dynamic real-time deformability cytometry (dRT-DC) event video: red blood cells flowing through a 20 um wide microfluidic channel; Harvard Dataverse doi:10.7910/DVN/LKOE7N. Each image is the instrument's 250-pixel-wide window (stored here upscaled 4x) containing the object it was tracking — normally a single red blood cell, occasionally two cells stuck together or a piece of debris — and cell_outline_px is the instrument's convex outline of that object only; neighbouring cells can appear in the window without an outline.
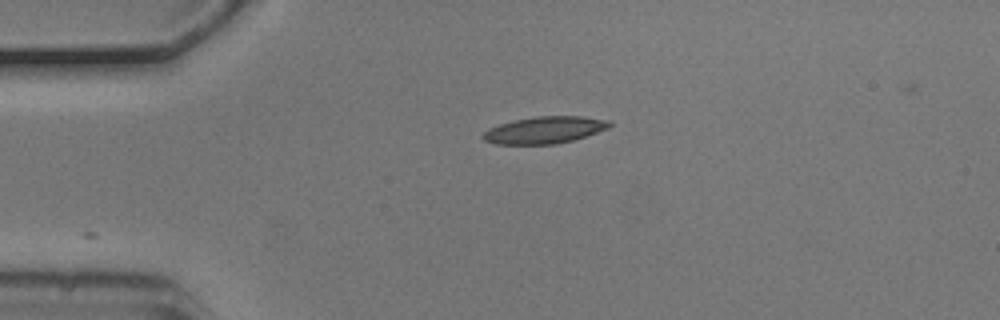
{"species": "common noctule bat (a hibernating species)", "species_latin": "Nyctalus noctula", "temperature_condition": "cold", "stored_images_in_passage": 43, "camera_frame_rate_fps": 3000, "um_per_image_px": 0.085, "animal": {"sex": "male", "body_mass_g": 20.5, "forearm_length_mm": 52.5}, "frame": {"image": 1, "passage_image": 1, "time_ms": 0.0, "image_size_px": [1000, 320], "cell_outline_px": [[612, 124], [608, 128], [572, 140], [556, 144], [496, 144], [484, 140], [480, 136], [488, 128], [500, 124], [516, 120], [536, 116], [580, 116], [612, 120]], "centroid_in_image_um": [46.28, 11.04], "position_along_channel_um": 38.7, "area_um2": 19.77}}
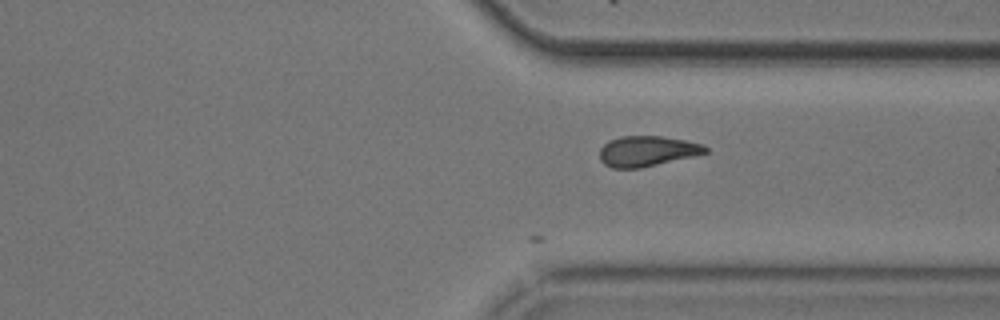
{"frame": {"image": 2, "passage_image": 29, "time_ms": 9.333, "image_size_px": [1000, 320], "cell_outline_px": [[708, 152], [692, 156], [640, 168], [612, 168], [604, 164], [600, 160], [600, 148], [608, 140], [620, 136], [664, 136], [704, 144], [708, 148]], "centroid_in_image_um": [54.98, 12.83], "position_along_channel_um": 356.4, "area_um2": 18.73}}
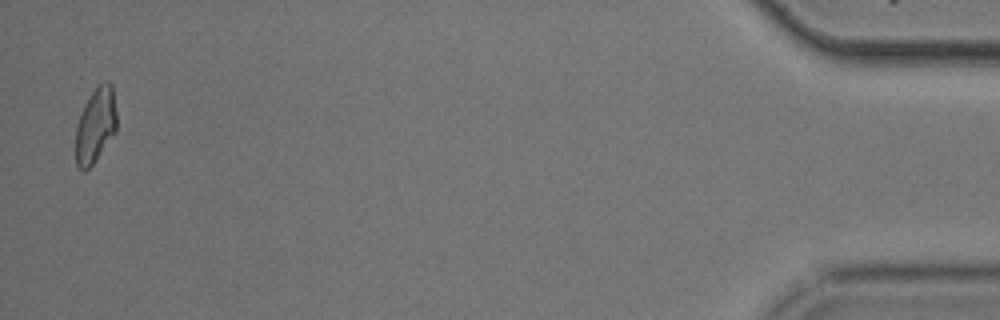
{"frame": {"image": 3, "passage_image": 42, "time_ms": 13.667, "image_size_px": [1000, 320], "cell_outline_px": [[116, 132], [96, 160], [84, 172], [76, 164], [76, 124], [84, 104], [92, 92], [104, 80], [108, 80], [112, 84], [116, 112]], "centroid_in_image_um": [8.12, 10.64], "position_along_channel_um": 427.1, "area_um2": 17.98}}